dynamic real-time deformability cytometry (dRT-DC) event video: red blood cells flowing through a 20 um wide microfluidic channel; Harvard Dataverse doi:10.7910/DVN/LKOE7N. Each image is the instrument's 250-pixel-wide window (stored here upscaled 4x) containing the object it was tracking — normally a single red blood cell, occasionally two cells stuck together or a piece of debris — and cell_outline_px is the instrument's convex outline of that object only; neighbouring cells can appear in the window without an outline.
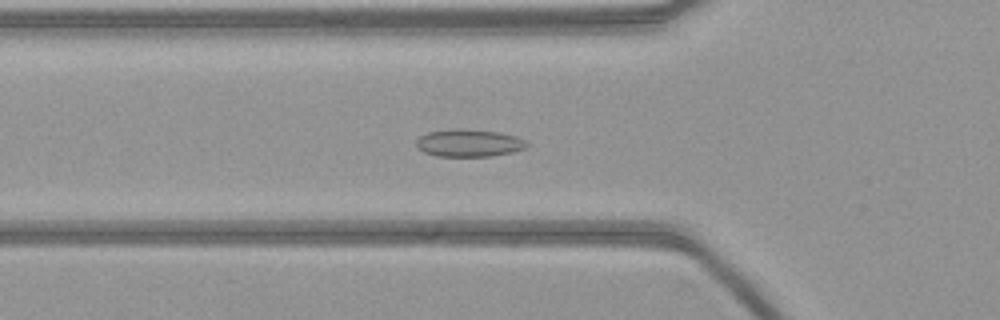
{"species": "common noctule bat (a hibernating species)", "species_latin": "Nyctalus noctula", "temperature_condition": "warm", "stored_images_in_passage": 54, "camera_frame_rate_fps": 3000, "um_per_image_px": 0.085, "animal": {"sex": "female", "body_mass_g": 21.9}, "frame": {"image": 1, "passage_image": 18, "time_ms": 5.667, "image_size_px": [1000, 320], "cell_outline_px": [[528, 144], [524, 148], [512, 152], [492, 156], [436, 156], [424, 152], [416, 144], [416, 140], [420, 136], [428, 132], [456, 128], [500, 132], [516, 136], [524, 140]], "centroid_in_image_um": [39.85, 12.15], "position_along_channel_um": 85.9, "area_um2": 17.57}}
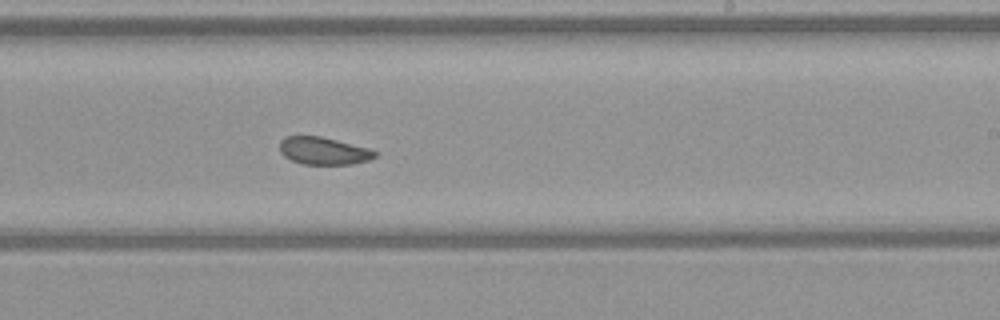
{"frame": {"image": 2, "passage_image": 32, "time_ms": 10.333, "image_size_px": [1000, 320], "cell_outline_px": [[376, 156], [368, 160], [352, 164], [304, 164], [292, 160], [284, 156], [280, 152], [280, 140], [284, 136], [320, 136], [368, 148], [376, 152]], "centroid_in_image_um": [27.47, 12.82], "position_along_channel_um": 261.5, "area_um2": 15.09}}
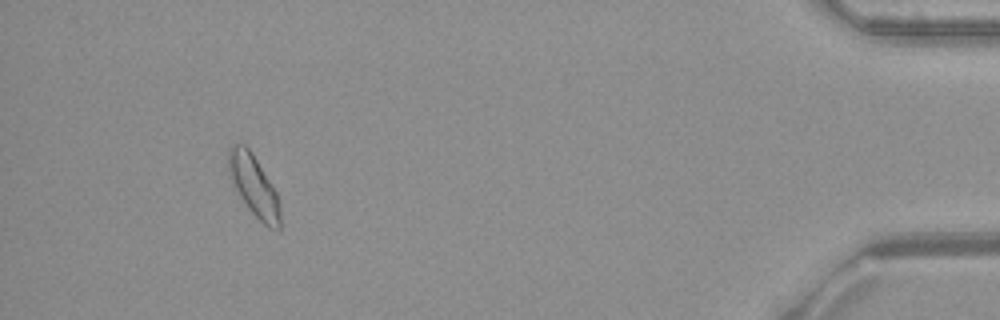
{"frame": {"image": 3, "passage_image": 50, "time_ms": 16.333, "image_size_px": [1000, 320], "cell_outline_px": [[280, 228], [268, 228], [248, 208], [232, 184], [228, 176], [228, 148], [232, 144], [244, 144], [252, 152], [276, 192], [280, 204]], "centroid_in_image_um": [21.55, 15.76], "position_along_channel_um": 413.7, "area_um2": 18.32}}